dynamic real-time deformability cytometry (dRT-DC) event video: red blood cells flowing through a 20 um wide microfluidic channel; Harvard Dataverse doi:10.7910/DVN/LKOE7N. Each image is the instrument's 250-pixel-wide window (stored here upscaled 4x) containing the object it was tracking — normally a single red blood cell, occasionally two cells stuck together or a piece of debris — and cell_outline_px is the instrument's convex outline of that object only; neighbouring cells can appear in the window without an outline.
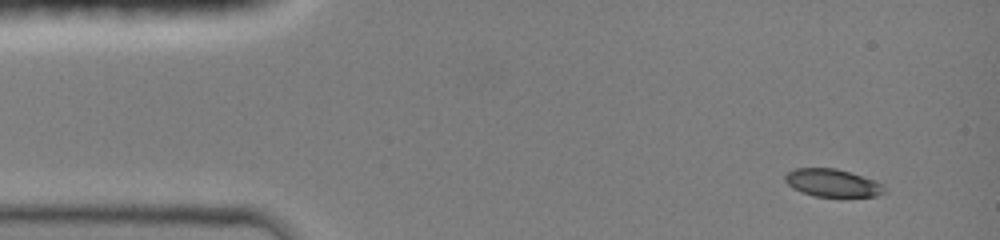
{"species": "common noctule bat (a hibernating species)", "species_latin": "Nyctalus noctula", "temperature_condition": "room temperature", "stored_images_in_passage": 8, "camera_frame_rate_fps": 3000, "um_per_image_px": 0.085, "animal": {"sex": "female", "body_mass_g": 19.0, "forearm_length_mm": 51.5}, "frame": {"image": 1, "passage_image": 1, "time_ms": 0.0, "image_size_px": [1000, 240], "cell_outline_px": [[884, 192], [876, 196], [816, 196], [792, 188], [784, 180], [784, 176], [788, 172], [796, 168], [836, 168], [872, 180], [880, 184], [884, 188]], "centroid_in_image_um": [70.69, 15.54], "position_along_channel_um": 14.3, "area_um2": 15.55}}
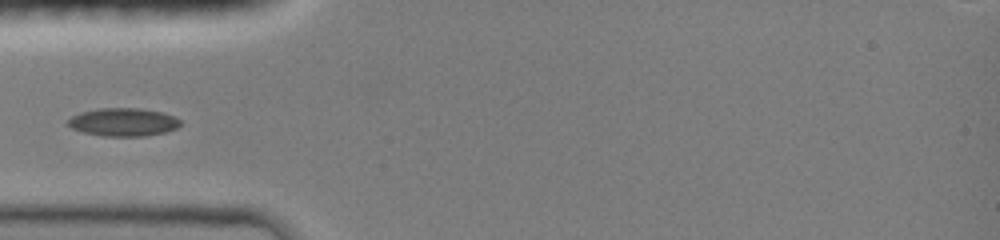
{"frame": {"image": 2, "passage_image": 5, "time_ms": 3.667, "image_size_px": [1000, 240], "cell_outline_px": [[180, 124], [176, 128], [164, 132], [144, 136], [104, 136], [84, 132], [72, 128], [68, 124], [68, 120], [72, 116], [80, 112], [100, 108], [136, 108], [160, 112], [172, 116], [180, 120]], "centroid_in_image_um": [10.45, 10.38], "position_along_channel_um": 74.5, "area_um2": 18.09}}
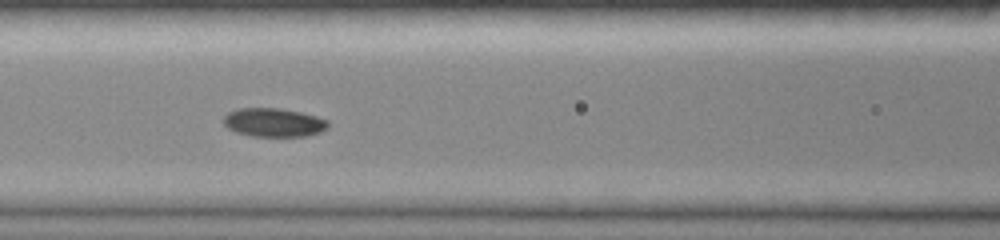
{"frame": {"image": 3, "passage_image": 7, "time_ms": 5.333, "image_size_px": [1000, 240], "cell_outline_px": [[328, 128], [320, 132], [308, 136], [252, 136], [236, 132], [228, 128], [224, 124], [224, 116], [228, 112], [240, 108], [280, 108], [300, 112], [316, 116], [328, 120]], "centroid_in_image_um": [23.28, 10.41], "position_along_channel_um": 143.3, "area_um2": 17.46}}